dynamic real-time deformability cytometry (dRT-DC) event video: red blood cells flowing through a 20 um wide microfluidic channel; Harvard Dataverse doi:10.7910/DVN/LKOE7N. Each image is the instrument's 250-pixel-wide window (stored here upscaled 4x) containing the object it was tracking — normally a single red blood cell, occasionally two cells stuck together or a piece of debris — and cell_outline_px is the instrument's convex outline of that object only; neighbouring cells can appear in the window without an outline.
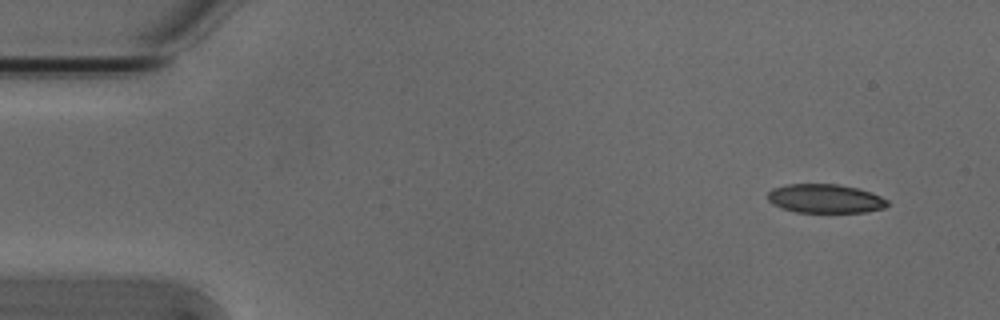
{"species": "Egyptian fruit bat (a non-hibernating species)", "species_latin": "Rousettus aegyptiacus", "temperature_condition": "cold", "stored_images_in_passage": 15, "camera_frame_rate_fps": 3000, "um_per_image_px": 0.085, "animal": {"sex": "male"}, "frame": {"image": 1, "passage_image": 1, "time_ms": 0.0, "image_size_px": [1000, 320], "cell_outline_px": [[888, 204], [884, 208], [864, 212], [796, 212], [772, 204], [768, 200], [768, 192], [772, 188], [788, 184], [836, 184], [856, 188], [880, 196], [888, 200]], "centroid_in_image_um": [70.11, 16.88], "position_along_channel_um": 14.9, "area_um2": 19.94}}
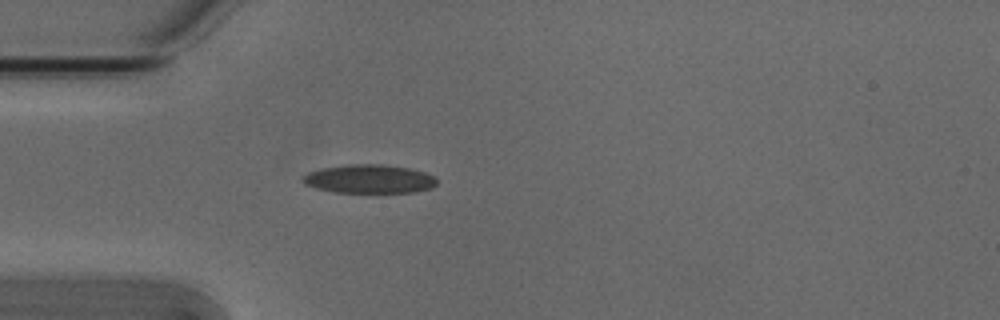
{"frame": {"image": 2, "passage_image": 12, "time_ms": 3.667, "image_size_px": [1000, 320], "cell_outline_px": [[436, 184], [432, 188], [412, 192], [332, 192], [316, 188], [304, 184], [300, 180], [308, 172], [324, 168], [348, 164], [380, 164], [408, 168], [424, 172], [432, 176], [436, 180]], "centroid_in_image_um": [31.35, 15.21], "position_along_channel_um": 53.6, "area_um2": 22.2}}